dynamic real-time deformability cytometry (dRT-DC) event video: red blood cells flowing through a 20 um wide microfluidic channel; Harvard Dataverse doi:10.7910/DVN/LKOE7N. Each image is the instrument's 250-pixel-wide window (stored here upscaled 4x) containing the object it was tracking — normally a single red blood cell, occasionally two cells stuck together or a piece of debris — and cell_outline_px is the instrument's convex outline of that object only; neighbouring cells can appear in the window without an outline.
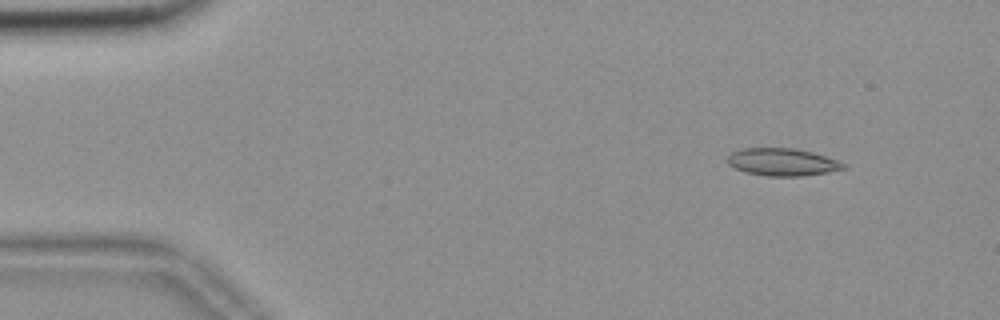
{"species": "common noctule bat (a hibernating species)", "species_latin": "Nyctalus noctula", "temperature_condition": "room temperature", "stored_images_in_passage": 52, "camera_frame_rate_fps": 3000, "um_per_image_px": 0.085, "animal": {"sex": "female", "body_mass_g": 18.4}, "frame": {"image": 1, "passage_image": 3, "time_ms": 0.667, "image_size_px": [1000, 320], "cell_outline_px": [[848, 168], [828, 172], [800, 176], [768, 176], [744, 172], [728, 164], [728, 156], [732, 152], [744, 148], [792, 148], [812, 152], [836, 160], [844, 164]], "centroid_in_image_um": [66.49, 13.78], "position_along_channel_um": 18.5, "area_um2": 18.38}}
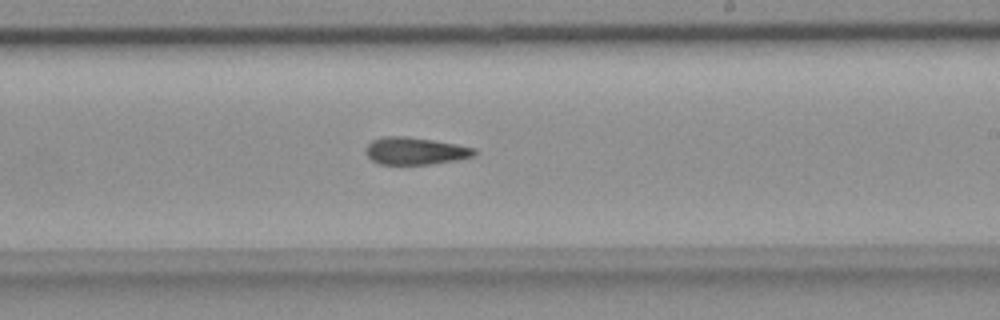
{"frame": {"image": 2, "passage_image": 30, "time_ms": 9.667, "image_size_px": [1000, 320], "cell_outline_px": [[476, 156], [456, 160], [428, 164], [380, 164], [372, 160], [368, 156], [364, 148], [372, 140], [384, 136], [408, 136], [456, 144], [476, 148]], "centroid_in_image_um": [35.3, 12.82], "position_along_channel_um": 253.7, "area_um2": 17.28}}
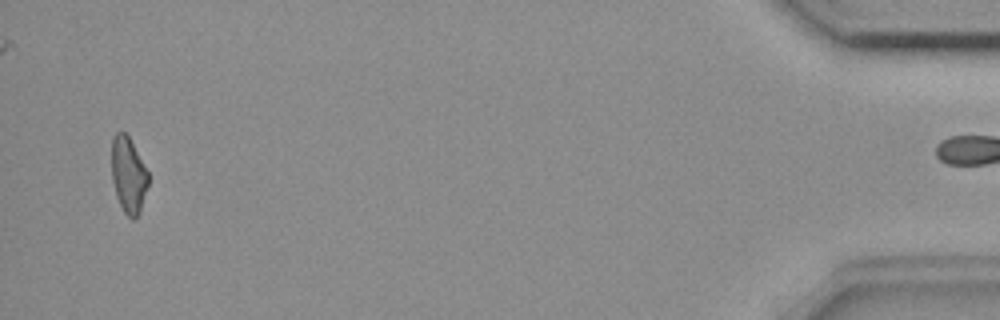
{"frame": {"image": 3, "passage_image": 51, "time_ms": 16.667, "image_size_px": [1000, 320], "cell_outline_px": [[148, 184], [140, 212], [132, 220], [124, 212], [116, 196], [112, 180], [112, 136], [116, 132], [124, 132], [128, 136], [148, 172]], "centroid_in_image_um": [10.9, 14.88], "position_along_channel_um": 424.3, "area_um2": 16.01}, "authors_computed_cell_mechanics": {"area_um2": 17.629, "velocity_mm_per_s": 3.6472, "shape_relaxation_time_tau1_ms": null, "shape_relaxation_time_tau2_ms": 8.7113, "deformation_change_tau1": null, "deformation_change_tau2": 0.2032}}